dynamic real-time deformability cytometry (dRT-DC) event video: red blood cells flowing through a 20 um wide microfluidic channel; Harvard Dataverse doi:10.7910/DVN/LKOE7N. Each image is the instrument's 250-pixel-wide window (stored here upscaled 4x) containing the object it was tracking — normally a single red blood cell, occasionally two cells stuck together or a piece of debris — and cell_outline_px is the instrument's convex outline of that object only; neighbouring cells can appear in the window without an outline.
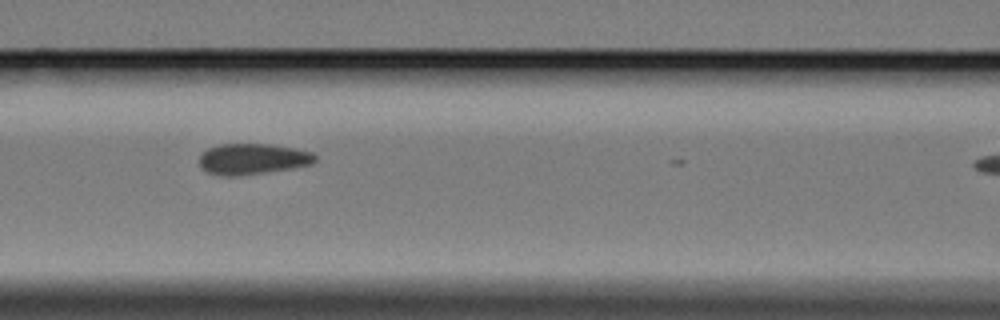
{"species": "Egyptian fruit bat (a non-hibernating species)", "species_latin": "Rousettus aegyptiacus", "temperature_condition": "cold", "stored_images_in_passage": 14, "camera_frame_rate_fps": 3000, "um_per_image_px": 0.085, "animal": {"sex": "female"}, "frame": {"image": 1, "passage_image": 4, "time_ms": 3.333, "image_size_px": [1000, 320], "cell_outline_px": [[316, 160], [312, 164], [292, 168], [236, 176], [220, 176], [208, 172], [200, 168], [200, 156], [208, 148], [220, 144], [272, 144], [296, 148], [312, 152], [316, 156]], "centroid_in_image_um": [21.48, 13.51], "position_along_channel_um": 145.1, "area_um2": 20.87}}
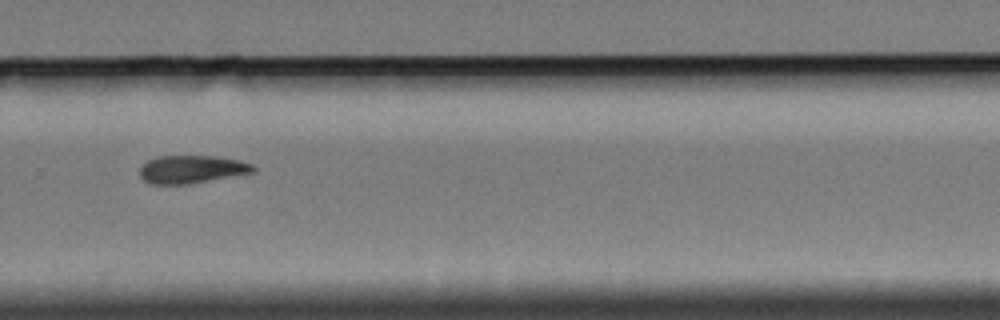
{"frame": {"image": 2, "passage_image": 9, "time_ms": 10.333, "image_size_px": [1000, 320], "cell_outline_px": [[256, 172], [188, 184], [148, 184], [140, 176], [140, 164], [156, 156], [212, 156], [240, 160], [252, 164], [256, 168]], "centroid_in_image_um": [16.27, 14.39], "position_along_channel_um": 313.5, "area_um2": 18.61}}
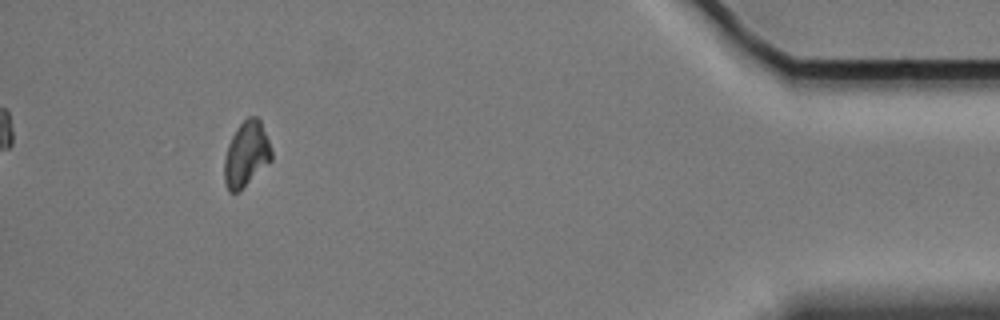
{"frame": {"image": 3, "passage_image": 13, "time_ms": 15.0, "image_size_px": [1000, 320], "cell_outline_px": [[272, 160], [240, 192], [228, 192], [224, 180], [224, 160], [228, 144], [236, 128], [248, 116], [256, 116], [260, 120], [272, 148]], "centroid_in_image_um": [20.94, 13.13], "position_along_channel_um": 414.3, "area_um2": 18.15}, "authors_computed_cell_mechanics": {"area_um2": 19.6231, "velocity_mm_per_s": 3.3396, "shape_relaxation_time_tau1_ms": null, "shape_relaxation_time_tau2_ms": 2.5312, "deformation_change_tau1": null, "deformation_change_tau2": 0.0358}}